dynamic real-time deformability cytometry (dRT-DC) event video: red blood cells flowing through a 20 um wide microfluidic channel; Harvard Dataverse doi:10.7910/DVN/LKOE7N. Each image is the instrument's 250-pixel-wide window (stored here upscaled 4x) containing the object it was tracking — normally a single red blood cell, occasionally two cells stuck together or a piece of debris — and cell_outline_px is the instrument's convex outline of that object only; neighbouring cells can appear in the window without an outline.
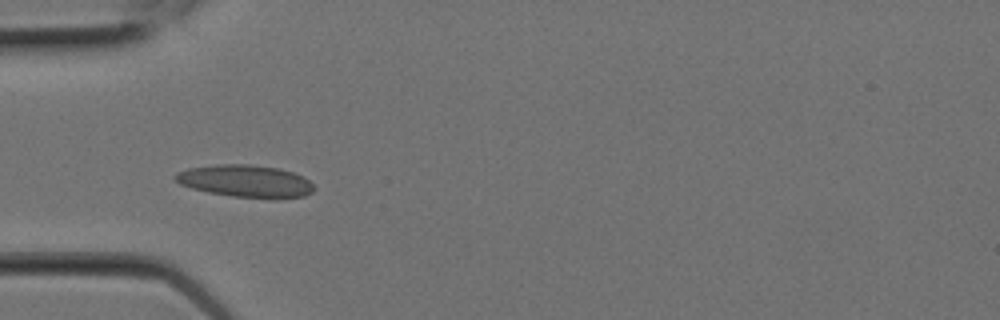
{"species": "Egyptian fruit bat (a non-hibernating species)", "species_latin": "Rousettus aegyptiacus", "temperature_condition": "room temperature", "stored_images_in_passage": 6, "camera_frame_rate_fps": 3000, "um_per_image_px": 0.085, "animal": {"sex": "female"}, "frame": {"image": 1, "passage_image": 5, "time_ms": 1.333, "image_size_px": [1000, 320], "cell_outline_px": [[316, 188], [312, 192], [304, 196], [232, 196], [208, 192], [192, 188], [180, 184], [172, 176], [176, 172], [188, 168], [216, 164], [248, 164], [280, 168], [304, 176]], "centroid_in_image_um": [20.81, 15.35], "position_along_channel_um": 64.2, "area_um2": 25.55}}
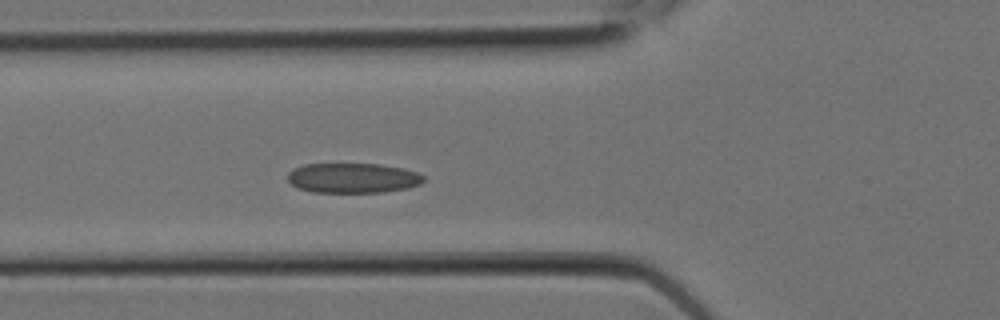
{"frame": {"image": 2, "passage_image": 6, "time_ms": 1.667, "image_size_px": [1000, 320], "cell_outline_px": [[424, 180], [420, 184], [408, 188], [384, 192], [312, 192], [300, 188], [292, 184], [288, 180], [288, 172], [292, 168], [304, 164], [380, 164], [404, 168], [416, 172], [424, 176]], "centroid_in_image_um": [30.0, 15.12], "position_along_channel_um": 95.8, "area_um2": 23.76}}